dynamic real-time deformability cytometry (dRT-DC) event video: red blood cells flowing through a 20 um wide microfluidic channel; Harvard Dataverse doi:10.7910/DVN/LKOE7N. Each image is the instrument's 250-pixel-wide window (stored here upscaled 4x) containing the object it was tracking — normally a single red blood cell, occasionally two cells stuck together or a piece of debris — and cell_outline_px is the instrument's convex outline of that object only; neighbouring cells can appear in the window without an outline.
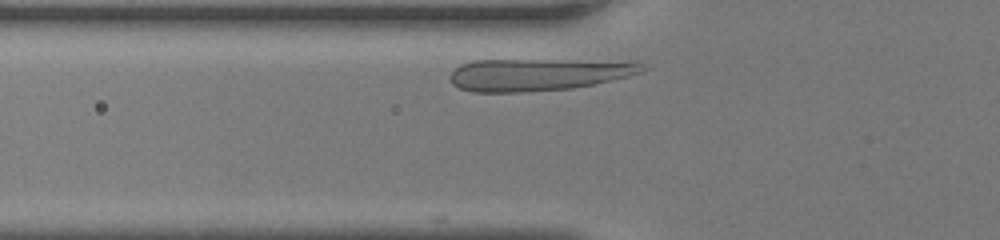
{"species": "human", "species_latin": "Homo sapiens", "temperature_condition": "room temperature", "stored_images_in_passage": 28, "camera_frame_rate_fps": 3000, "um_per_image_px": 0.085, "donor": {"sex": "female"}, "frame": {"image": 1, "passage_image": 2, "time_ms": 0.333, "image_size_px": [1000, 240], "cell_outline_px": [[648, 68], [640, 72], [628, 76], [612, 80], [572, 88], [524, 92], [472, 92], [460, 88], [452, 84], [448, 76], [460, 64], [472, 60], [640, 60]], "centroid_in_image_um": [45.81, 6.31], "position_along_channel_um": 80.0, "area_um2": 36.65}}
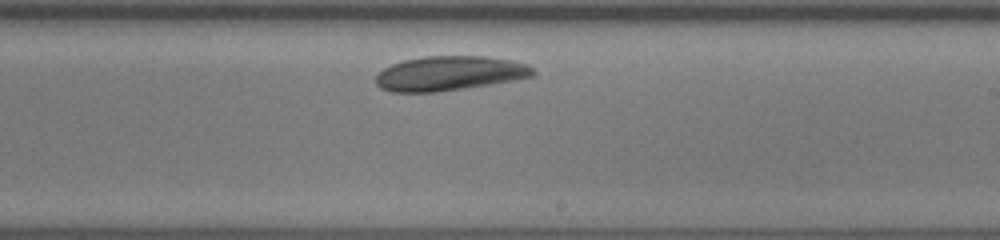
{"frame": {"image": 2, "passage_image": 17, "time_ms": 5.333, "image_size_px": [1000, 240], "cell_outline_px": [[536, 72], [532, 76], [516, 80], [492, 84], [436, 92], [392, 92], [380, 88], [376, 84], [376, 76], [384, 68], [392, 64], [404, 60], [424, 56], [488, 56], [512, 60], [528, 64]], "centroid_in_image_um": [38.23, 6.23], "position_along_channel_um": 250.8, "area_um2": 31.73}}
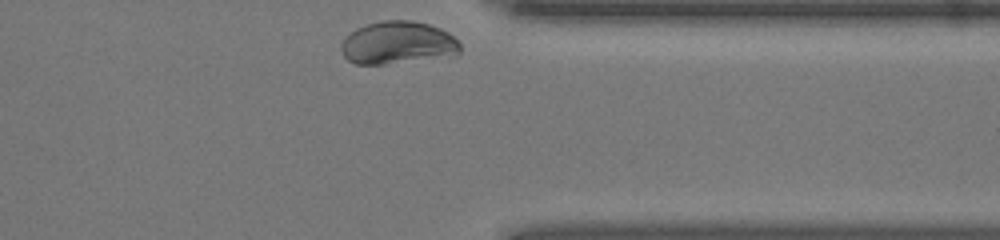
{"frame": {"image": 3, "passage_image": 28, "time_ms": 9.0, "image_size_px": [1000, 240], "cell_outline_px": [[460, 52], [456, 56], [384, 64], [356, 64], [348, 60], [344, 56], [340, 48], [340, 44], [356, 28], [368, 24], [384, 20], [412, 20], [428, 24], [440, 28], [448, 32], [460, 44]], "centroid_in_image_um": [33.84, 3.65], "position_along_channel_um": 377.6, "area_um2": 29.65}, "authors_computed_cell_mechanics": {"area_um2": 32.3391, "velocity_mm_per_s": 3.4599, "shape_relaxation_time_tau1_ms": 4.3499, "shape_relaxation_time_tau2_ms": null, "deformation_change_tau1": 0.1133, "deformation_change_tau2": null}}